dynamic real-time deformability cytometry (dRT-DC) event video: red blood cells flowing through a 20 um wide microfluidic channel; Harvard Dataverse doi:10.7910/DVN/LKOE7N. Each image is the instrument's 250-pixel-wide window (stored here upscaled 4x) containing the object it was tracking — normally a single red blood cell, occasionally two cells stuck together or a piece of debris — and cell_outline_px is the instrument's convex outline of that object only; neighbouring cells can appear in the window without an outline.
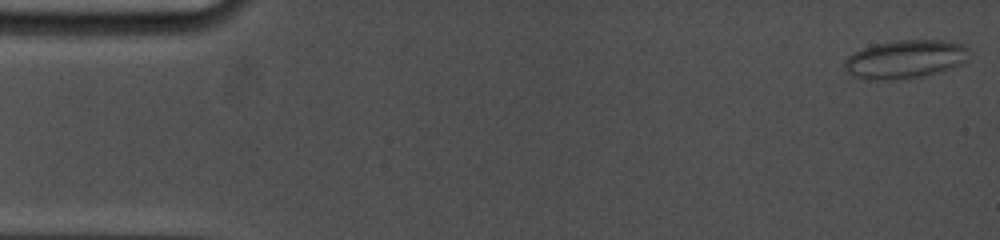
{"species": "common noctule bat (a hibernating species)", "species_latin": "Nyctalus noctula", "temperature_condition": "cold", "stored_images_in_passage": 13, "camera_frame_rate_fps": 5000, "um_per_image_px": 0.085, "animal": {"sex": "female", "body_mass_g": 19.0, "forearm_length_mm": 53.3}, "frame": {"image": 1, "passage_image": 1, "time_ms": 0.0, "image_size_px": [1000, 240], "cell_outline_px": [[968, 60], [960, 64], [940, 72], [924, 76], [904, 80], [864, 80], [852, 76], [844, 72], [844, 60], [852, 52], [876, 44], [896, 40], [944, 40], [964, 44], [968, 48]], "centroid_in_image_um": [76.9, 5.05], "position_along_channel_um": 8.1, "area_um2": 28.5}}
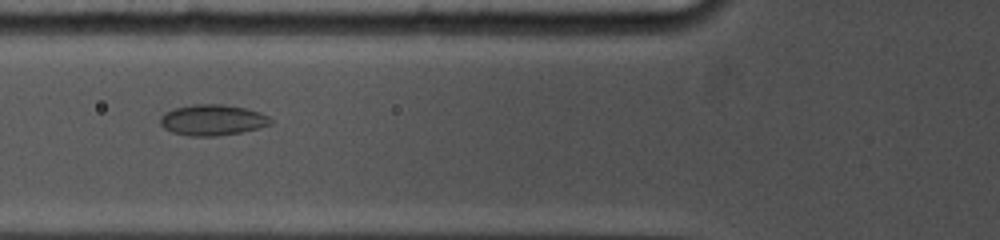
{"frame": {"image": 2, "passage_image": 10, "time_ms": 6.0, "image_size_px": [1000, 240], "cell_outline_px": [[272, 124], [260, 128], [220, 136], [188, 136], [172, 132], [164, 128], [160, 124], [160, 116], [164, 112], [176, 108], [192, 104], [224, 104], [244, 108], [260, 112], [268, 116], [272, 120]], "centroid_in_image_um": [18.06, 10.2], "position_along_channel_um": 107.7, "area_um2": 20.0}}
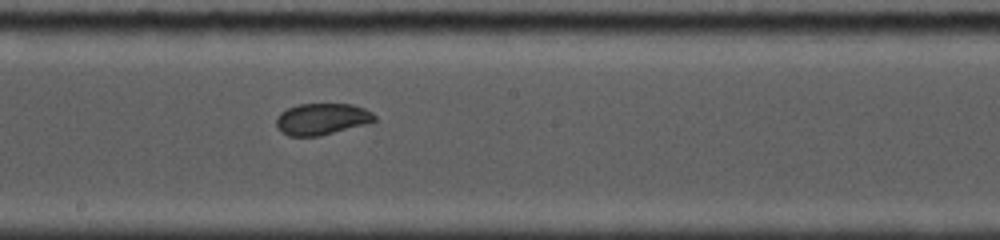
{"frame": {"image": 3, "passage_image": 13, "time_ms": 9.0, "image_size_px": [1000, 240], "cell_outline_px": [[376, 120], [364, 124], [320, 136], [288, 136], [280, 132], [276, 128], [276, 116], [280, 112], [288, 108], [300, 104], [352, 104], [364, 108], [372, 112], [376, 116]], "centroid_in_image_um": [27.31, 10.12], "position_along_channel_um": 220.9, "area_um2": 18.09}}